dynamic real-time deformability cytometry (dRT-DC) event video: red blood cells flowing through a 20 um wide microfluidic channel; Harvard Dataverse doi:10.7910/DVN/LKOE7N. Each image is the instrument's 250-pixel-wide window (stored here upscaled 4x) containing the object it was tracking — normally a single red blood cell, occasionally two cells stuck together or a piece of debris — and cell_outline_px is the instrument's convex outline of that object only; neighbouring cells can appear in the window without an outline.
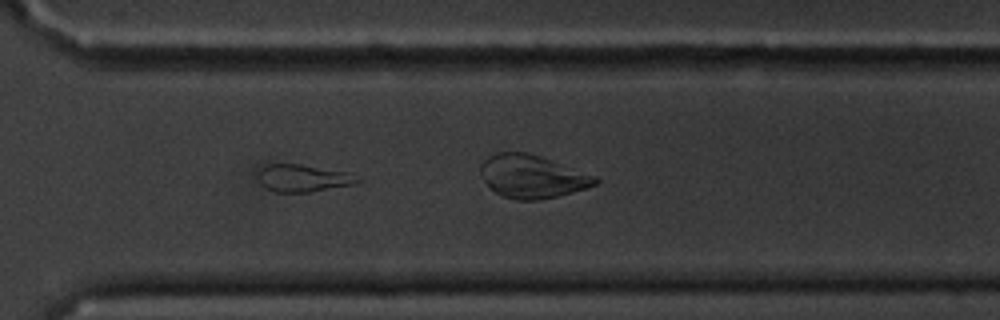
{"species": "common noctule bat (a hibernating species)", "species_latin": "Nyctalus noctula", "temperature_condition": "cold", "stored_images_in_passage": 11, "camera_frame_rate_fps": 3000, "um_per_image_px": 0.085, "animal": {"sex": "male", "body_mass_g": 20.1, "forearm_length_mm": 53.5}, "frame": {"image": 1, "passage_image": 11, "time_ms": 12.333, "image_size_px": [1000, 320], "cell_outline_px": [[364, 180], [356, 184], [308, 192], [276, 192], [260, 184], [260, 168], [268, 164], [300, 164], [344, 172]], "centroid_in_image_um": [25.77, 15.15], "position_along_channel_um": 344.8, "area_um2": 15.49}}